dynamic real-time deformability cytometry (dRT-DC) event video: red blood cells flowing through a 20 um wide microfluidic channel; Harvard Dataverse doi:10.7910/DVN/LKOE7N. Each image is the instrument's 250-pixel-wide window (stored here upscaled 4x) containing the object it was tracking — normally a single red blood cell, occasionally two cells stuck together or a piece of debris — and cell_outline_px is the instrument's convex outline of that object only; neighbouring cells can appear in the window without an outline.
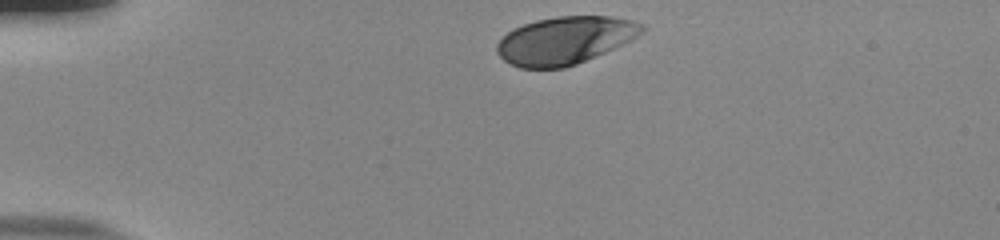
{"species": "human", "species_latin": "Homo sapiens", "temperature_condition": "room temperature", "stored_images_in_passage": 34, "camera_frame_rate_fps": 3000, "um_per_image_px": 0.085, "donor": {"sex": "male"}, "frame": {"image": 1, "passage_image": 1, "time_ms": 0.0, "image_size_px": [1000, 240], "cell_outline_px": [[648, 28], [644, 32], [604, 52], [576, 64], [564, 68], [520, 68], [504, 60], [496, 52], [496, 44], [512, 28], [536, 20], [556, 16], [608, 16], [632, 20], [644, 24]], "centroid_in_image_um": [48.0, 3.42], "position_along_channel_um": 37.0, "area_um2": 40.0}}
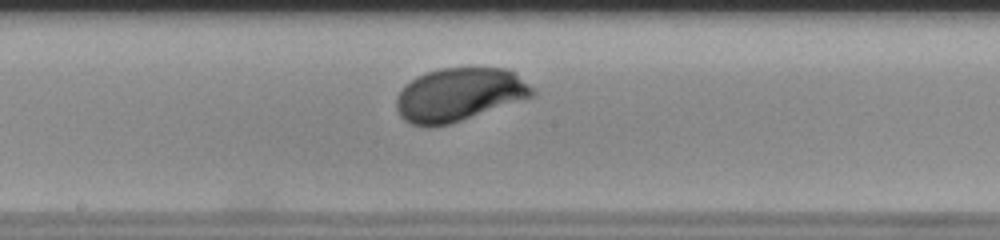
{"frame": {"image": 2, "passage_image": 19, "time_ms": 6.0, "image_size_px": [1000, 240], "cell_outline_px": [[536, 92], [532, 96], [452, 124], [428, 128], [424, 128], [412, 124], [404, 120], [400, 116], [396, 108], [396, 96], [416, 76], [440, 68], [508, 68], [516, 72]], "centroid_in_image_um": [39.01, 8.06], "position_along_channel_um": 209.2, "area_um2": 42.25}}
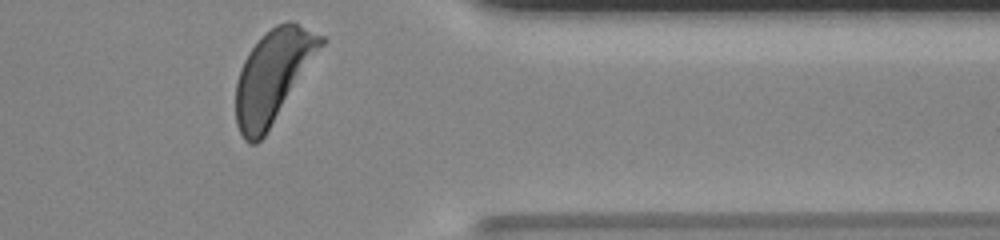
{"frame": {"image": 3, "passage_image": 34, "time_ms": 11.0, "image_size_px": [1000, 240], "cell_outline_px": [[328, 40], [264, 136], [256, 144], [248, 144], [244, 140], [236, 124], [236, 84], [240, 68], [248, 52], [276, 24], [288, 20], [324, 36]], "centroid_in_image_um": [23.21, 6.47], "position_along_channel_um": 388.2, "area_um2": 45.2}, "authors_computed_cell_mechanics": {"area_um2": 42.194, "velocity_mm_per_s": 3.7798, "shape_relaxation_time_tau1_ms": 2.0044, "shape_relaxation_time_tau2_ms": null, "deformation_change_tau1": 0.1313, "deformation_change_tau2": null}}